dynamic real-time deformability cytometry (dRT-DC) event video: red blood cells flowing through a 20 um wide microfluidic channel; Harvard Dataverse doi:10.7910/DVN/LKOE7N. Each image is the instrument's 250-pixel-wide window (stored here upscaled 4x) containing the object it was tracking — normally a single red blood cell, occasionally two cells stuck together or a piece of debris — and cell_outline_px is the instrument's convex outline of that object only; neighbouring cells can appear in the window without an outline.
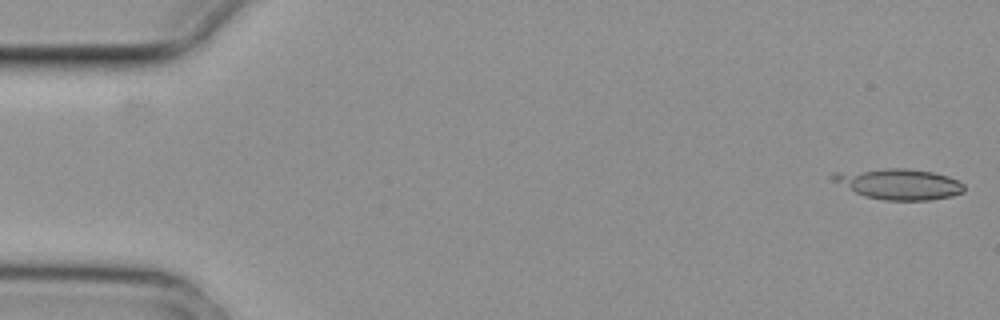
{"species": "common noctule bat (a hibernating species)", "species_latin": "Nyctalus noctula", "temperature_condition": "cold", "stored_images_in_passage": 2, "camera_frame_rate_fps": 3000, "um_per_image_px": 0.085, "animal": {"sex": "female", "body_mass_g": 29.2, "forearm_length_mm": 56.3}, "frame": {"image": 1, "passage_image": 2, "time_ms": 0.333, "image_size_px": [1000, 320], "cell_outline_px": [[964, 192], [952, 196], [928, 200], [884, 200], [864, 196], [832, 180], [828, 176], [832, 172], [884, 168], [904, 168], [932, 172], [948, 176], [964, 184]], "centroid_in_image_um": [76.39, 15.63], "position_along_channel_um": 8.6, "area_um2": 23.47}}